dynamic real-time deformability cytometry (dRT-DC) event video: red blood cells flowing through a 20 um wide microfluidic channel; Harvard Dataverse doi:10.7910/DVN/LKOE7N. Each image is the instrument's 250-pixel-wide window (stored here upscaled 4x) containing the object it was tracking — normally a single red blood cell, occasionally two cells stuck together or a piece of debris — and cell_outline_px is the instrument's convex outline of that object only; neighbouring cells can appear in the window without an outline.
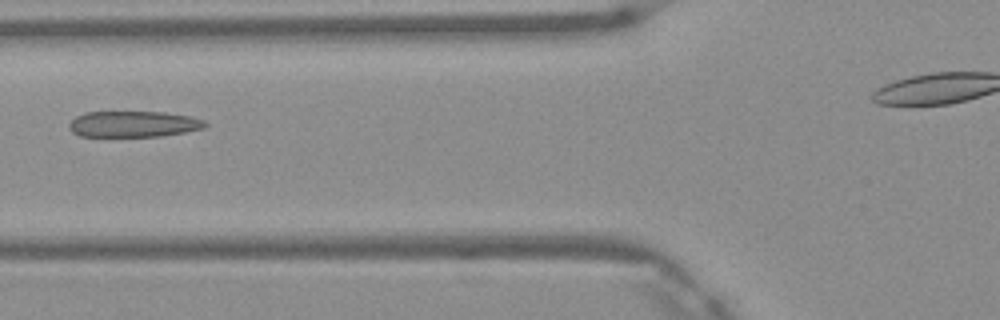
{"species": "Egyptian fruit bat (a non-hibernating species)", "species_latin": "Rousettus aegyptiacus", "temperature_condition": "warm", "stored_images_in_passage": 5, "camera_frame_rate_fps": 3000, "um_per_image_px": 0.085, "frame": {"image": 1, "passage_image": 4, "time_ms": 1.0, "image_size_px": [1000, 320], "cell_outline_px": [[208, 124], [204, 128], [184, 132], [160, 136], [80, 136], [72, 132], [68, 128], [68, 124], [76, 116], [84, 112], [164, 112], [188, 116], [204, 120]], "centroid_in_image_um": [11.31, 10.54], "position_along_channel_um": 114.5, "area_um2": 20.58}}
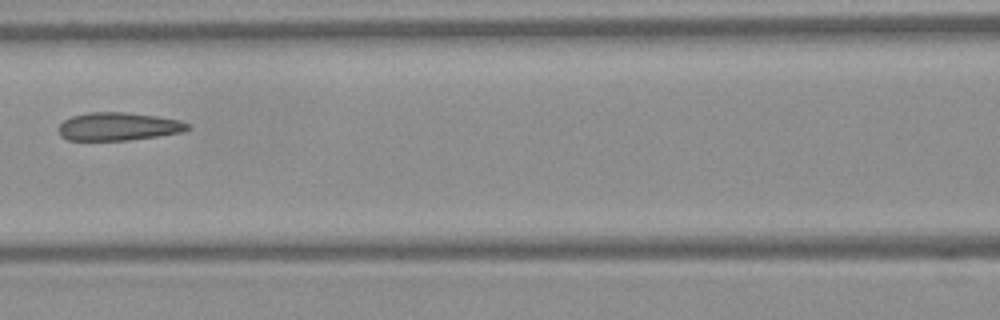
{"frame": {"image": 2, "passage_image": 5, "time_ms": 1.333, "image_size_px": [1000, 320], "cell_outline_px": [[192, 128], [180, 132], [156, 136], [128, 140], [68, 140], [60, 136], [60, 124], [64, 120], [72, 116], [88, 112], [128, 112], [156, 116], [180, 120], [192, 124]], "centroid_in_image_um": [10.09, 10.74], "position_along_channel_um": 156.5, "area_um2": 21.1}}